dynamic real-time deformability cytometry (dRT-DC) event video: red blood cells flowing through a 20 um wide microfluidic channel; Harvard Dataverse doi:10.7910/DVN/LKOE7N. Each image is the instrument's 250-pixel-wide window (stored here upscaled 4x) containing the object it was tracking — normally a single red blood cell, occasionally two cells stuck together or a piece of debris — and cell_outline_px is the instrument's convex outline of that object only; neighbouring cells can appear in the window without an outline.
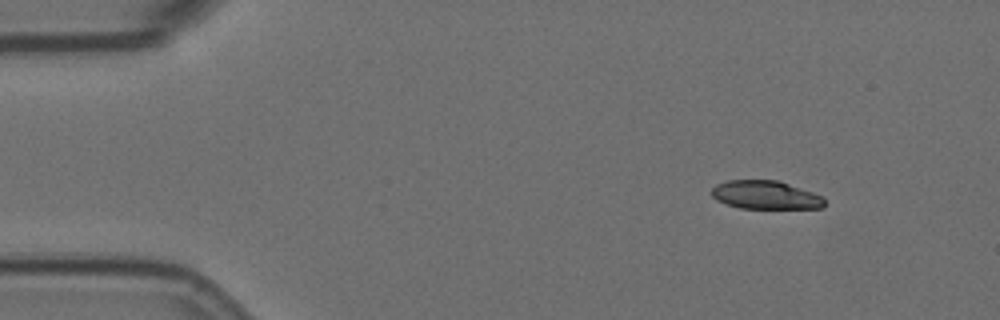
{"species": "Egyptian fruit bat (a non-hibernating species)", "species_latin": "Rousettus aegyptiacus", "temperature_condition": "room temperature", "stored_images_in_passage": 8, "camera_frame_rate_fps": 3000, "um_per_image_px": 0.085, "animal": {"sex": "female"}, "frame": {"image": 1, "passage_image": 1, "time_ms": 0.0, "image_size_px": [1000, 320], "cell_outline_px": [[824, 208], [740, 208], [716, 200], [712, 196], [712, 188], [716, 184], [728, 180], [776, 180], [824, 196]], "centroid_in_image_um": [65.06, 16.57], "position_along_channel_um": 19.9, "area_um2": 18.55}}
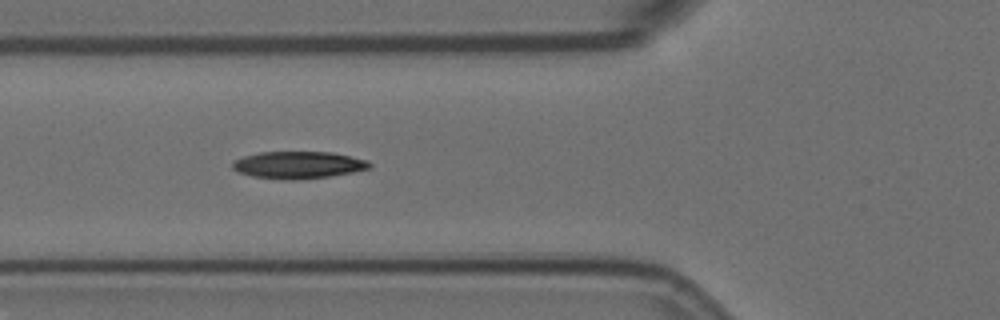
{"frame": {"image": 2, "passage_image": 5, "time_ms": 1.333, "image_size_px": [1000, 320], "cell_outline_px": [[372, 168], [332, 176], [292, 180], [252, 176], [240, 172], [232, 168], [232, 164], [236, 160], [244, 156], [260, 152], [332, 152], [368, 160], [372, 164]], "centroid_in_image_um": [25.41, 14.01], "position_along_channel_um": 100.4, "area_um2": 21.56}}
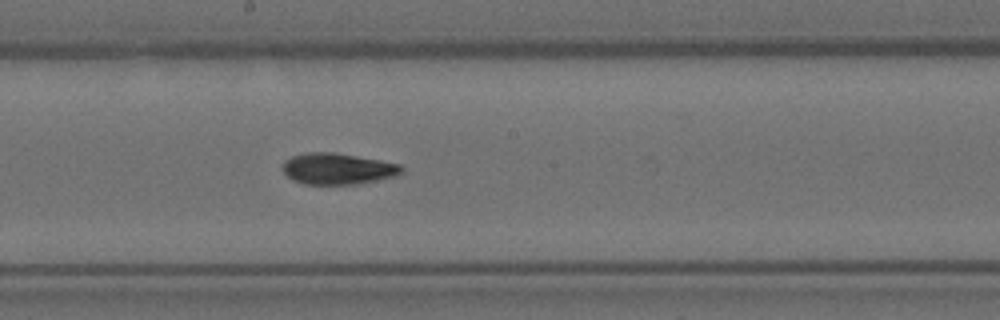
{"frame": {"image": 3, "passage_image": 8, "time_ms": 2.333, "image_size_px": [1000, 320], "cell_outline_px": [[404, 168], [396, 176], [380, 180], [356, 184], [304, 184], [292, 180], [280, 168], [284, 160], [292, 156], [308, 152], [336, 152], [380, 160], [400, 164]], "centroid_in_image_um": [28.68, 14.34], "position_along_channel_um": 219.5, "area_um2": 21.85}}